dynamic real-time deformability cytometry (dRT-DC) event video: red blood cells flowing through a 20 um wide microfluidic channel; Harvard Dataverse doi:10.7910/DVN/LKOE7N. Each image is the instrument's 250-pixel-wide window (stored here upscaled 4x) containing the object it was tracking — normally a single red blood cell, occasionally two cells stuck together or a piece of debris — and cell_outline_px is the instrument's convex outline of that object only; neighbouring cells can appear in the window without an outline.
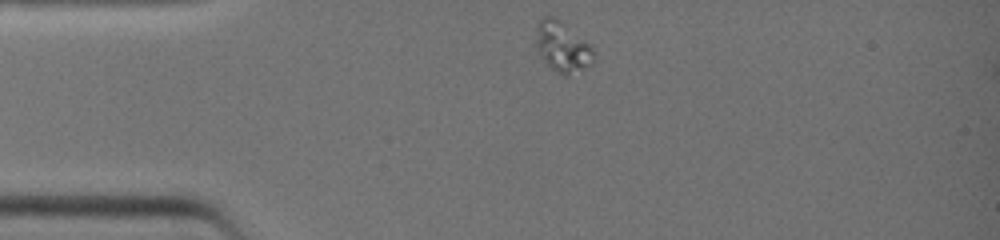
{"species": "common noctule bat (a hibernating species)", "species_latin": "Nyctalus noctula", "temperature_condition": "warm", "stored_images_in_passage": 31, "camera_frame_rate_fps": 3000, "um_per_image_px": 0.085, "animal": {"sex": "female", "body_mass_g": 19.0, "forearm_length_mm": 51.5}, "frame": {"image": 1, "passage_image": 1, "time_ms": 0.0, "image_size_px": [1000, 240], "cell_outline_px": [[596, 60], [592, 64], [568, 76], [564, 76], [556, 72], [540, 56], [536, 48], [536, 24], [544, 16], [556, 16], [592, 44], [596, 52]], "centroid_in_image_um": [47.85, 3.96], "position_along_channel_um": 37.1, "area_um2": 17.57}}
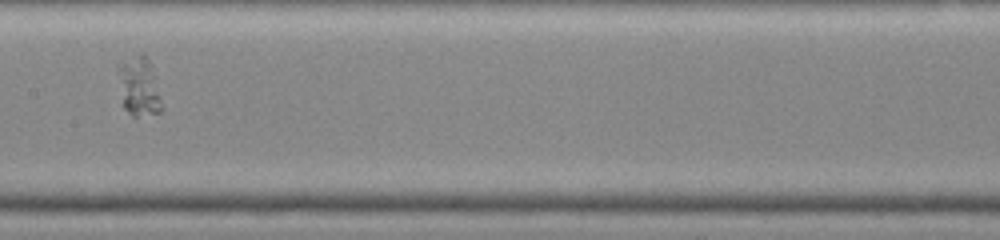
{"frame": {"image": 2, "passage_image": 13, "time_ms": 4.0, "image_size_px": [1000, 240], "cell_outline_px": [[164, 108], [160, 112], [136, 116], [132, 116], [124, 108], [120, 68], [120, 64], [140, 52], [144, 52], [148, 56], [152, 64]], "centroid_in_image_um": [11.92, 7.34], "position_along_channel_um": 195.5, "area_um2": 14.68}}
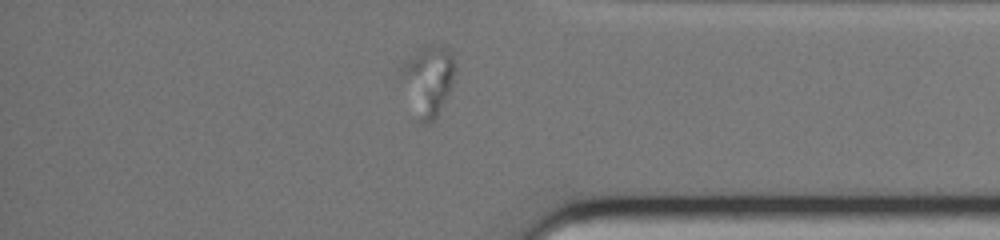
{"frame": {"image": 3, "passage_image": 26, "time_ms": 8.333, "image_size_px": [1000, 240], "cell_outline_px": [[456, 68], [452, 84], [436, 116], [428, 124], [420, 124], [416, 120], [400, 68], [424, 44], [440, 44], [448, 48], [452, 52], [456, 64]], "centroid_in_image_um": [36.44, 6.79], "position_along_channel_um": 398.8, "area_um2": 21.68}}